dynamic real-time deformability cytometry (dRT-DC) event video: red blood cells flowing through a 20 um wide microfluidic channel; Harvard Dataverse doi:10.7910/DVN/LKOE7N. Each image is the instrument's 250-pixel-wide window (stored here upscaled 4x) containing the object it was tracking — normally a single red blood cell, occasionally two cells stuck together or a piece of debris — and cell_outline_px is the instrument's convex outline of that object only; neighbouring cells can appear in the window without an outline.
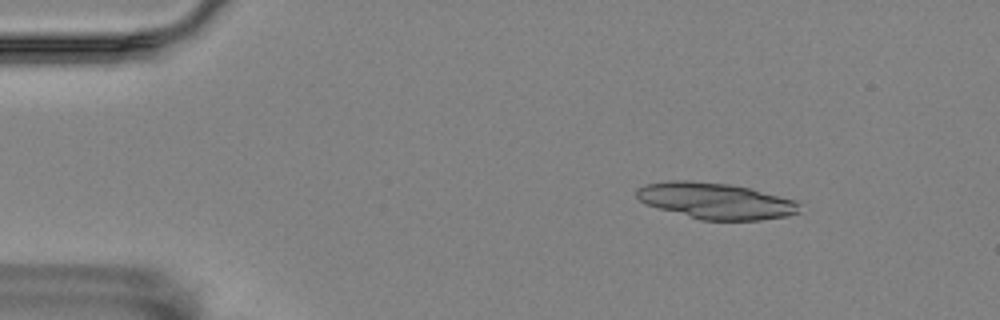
{"species": "Egyptian fruit bat (a non-hibernating species)", "species_latin": "Rousettus aegyptiacus", "temperature_condition": "room temperature", "stored_images_in_passage": 5, "camera_frame_rate_fps": 3000, "um_per_image_px": 0.085, "animal": {"sex": "female"}, "frame": {"image": 1, "passage_image": 2, "time_ms": 0.333, "image_size_px": [1000, 320], "cell_outline_px": [[800, 212], [788, 216], [760, 220], [700, 220], [644, 204], [636, 196], [636, 188], [648, 184], [668, 180], [692, 180], [728, 184], [748, 188], [796, 200], [800, 204]], "centroid_in_image_um": [60.82, 17.07], "position_along_channel_um": 24.2, "area_um2": 34.39}}